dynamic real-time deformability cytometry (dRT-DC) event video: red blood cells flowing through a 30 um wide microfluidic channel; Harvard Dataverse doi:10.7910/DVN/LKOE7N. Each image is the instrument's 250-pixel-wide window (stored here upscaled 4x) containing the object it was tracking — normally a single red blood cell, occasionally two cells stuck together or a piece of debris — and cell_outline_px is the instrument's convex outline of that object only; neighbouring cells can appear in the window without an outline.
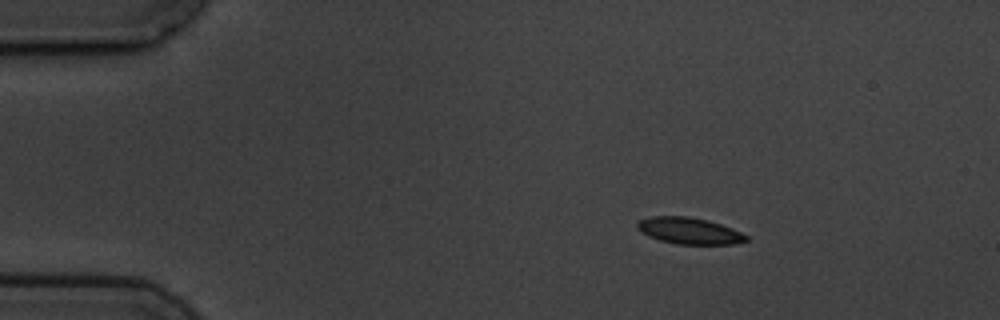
{"species": "common noctule bat (a hibernating species)", "species_latin": "Nyctalus noctula", "temperature_condition": "cold", "stored_images_in_passage": 3, "camera_frame_rate_fps": 3000, "um_per_image_px": 0.085, "animal": {"sex": "male", "body_mass_g": 19.5, "forearm_length_mm": 54.6}, "frame": {"image": 1, "passage_image": 1, "time_ms": 0.0, "image_size_px": [1000, 320], "cell_outline_px": [[748, 240], [732, 244], [676, 244], [660, 240], [648, 236], [640, 232], [636, 228], [636, 224], [640, 220], [652, 216], [688, 216], [708, 220], [732, 228], [748, 236]], "centroid_in_image_um": [58.56, 19.61], "position_along_channel_um": 26.4, "area_um2": 16.82}}
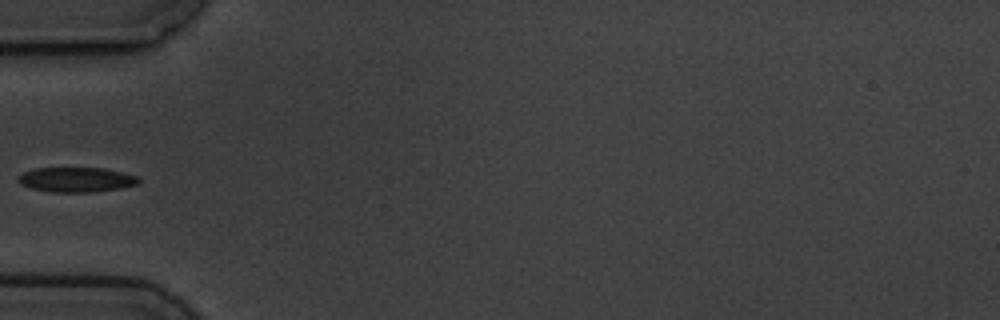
{"frame": {"image": 2, "passage_image": 3, "time_ms": 3.333, "image_size_px": [1000, 320], "cell_outline_px": [[140, 184], [120, 188], [92, 192], [48, 192], [32, 188], [20, 184], [16, 180], [24, 172], [36, 168], [104, 168], [136, 176], [140, 180]], "centroid_in_image_um": [6.48, 15.28], "position_along_channel_um": 78.5, "area_um2": 17.34}}